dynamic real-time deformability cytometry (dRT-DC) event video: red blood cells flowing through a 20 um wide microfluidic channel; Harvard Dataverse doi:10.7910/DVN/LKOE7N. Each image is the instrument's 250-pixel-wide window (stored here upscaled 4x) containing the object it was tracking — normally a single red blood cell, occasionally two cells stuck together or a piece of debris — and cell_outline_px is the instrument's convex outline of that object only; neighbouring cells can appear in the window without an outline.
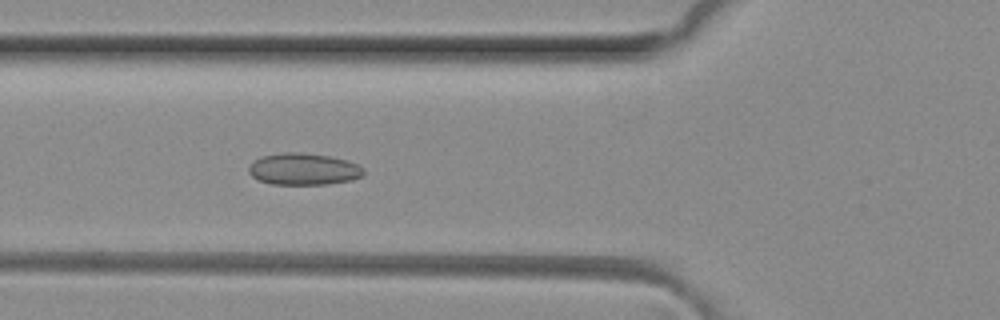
{"species": "common noctule bat (a hibernating species)", "species_latin": "Nyctalus noctula", "temperature_condition": "room temperature", "stored_images_in_passage": 4, "camera_frame_rate_fps": 3000, "um_per_image_px": 0.085, "animal": {"sex": "female", "body_mass_g": 29.2, "forearm_length_mm": 56.3}, "frame": {"image": 1, "passage_image": 4, "time_ms": 1.0, "image_size_px": [1000, 320], "cell_outline_px": [[364, 172], [360, 176], [352, 180], [328, 184], [272, 184], [260, 180], [252, 176], [248, 172], [248, 168], [252, 160], [260, 156], [284, 152], [300, 152], [328, 156], [348, 160], [364, 168]], "centroid_in_image_um": [25.77, 14.36], "position_along_channel_um": 100.0, "area_um2": 21.33}}